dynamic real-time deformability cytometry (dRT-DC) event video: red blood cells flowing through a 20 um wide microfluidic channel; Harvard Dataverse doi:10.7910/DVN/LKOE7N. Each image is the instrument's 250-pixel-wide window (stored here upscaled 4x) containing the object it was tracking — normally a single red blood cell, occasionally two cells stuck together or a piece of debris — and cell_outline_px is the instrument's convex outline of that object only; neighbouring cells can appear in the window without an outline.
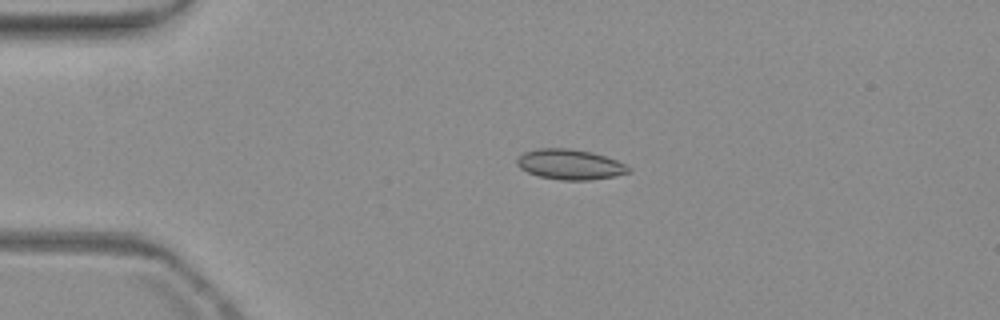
{"species": "common noctule bat (a hibernating species)", "species_latin": "Nyctalus noctula", "temperature_condition": "warm", "stored_images_in_passage": 4, "camera_frame_rate_fps": 3000, "um_per_image_px": 0.085, "animal": {"sex": "female", "body_mass_g": 19.3, "forearm_length_mm": 54.1}, "frame": {"image": 1, "passage_image": 3, "time_ms": 2.333, "image_size_px": [1000, 320], "cell_outline_px": [[632, 172], [616, 176], [588, 180], [560, 180], [540, 176], [528, 172], [520, 168], [516, 164], [516, 160], [524, 152], [540, 148], [568, 148], [592, 152], [616, 160], [632, 168]], "centroid_in_image_um": [48.47, 13.98], "position_along_channel_um": 36.5, "area_um2": 19.65}}